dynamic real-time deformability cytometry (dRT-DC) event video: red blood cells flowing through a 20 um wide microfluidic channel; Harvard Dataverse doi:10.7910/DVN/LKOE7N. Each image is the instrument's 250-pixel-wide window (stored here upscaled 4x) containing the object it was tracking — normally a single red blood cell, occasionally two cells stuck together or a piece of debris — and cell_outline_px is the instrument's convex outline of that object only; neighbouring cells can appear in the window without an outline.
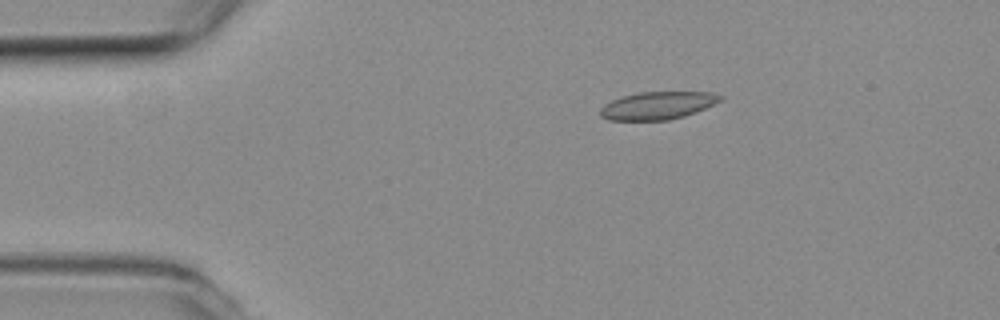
{"species": "common noctule bat (a hibernating species)", "species_latin": "Nyctalus noctula", "temperature_condition": "room temperature", "stored_images_in_passage": 36, "camera_frame_rate_fps": 3000, "um_per_image_px": 0.085, "animal": {"sex": "female", "body_mass_g": 19.3, "forearm_length_mm": 54.1}, "frame": {"image": 1, "passage_image": 1, "time_ms": 0.0, "image_size_px": [1000, 320], "cell_outline_px": [[724, 100], [684, 116], [668, 120], [608, 120], [600, 116], [600, 108], [604, 104], [612, 100], [624, 96], [640, 92], [712, 92], [724, 96]], "centroid_in_image_um": [55.91, 8.96], "position_along_channel_um": 29.1, "area_um2": 19.36}}
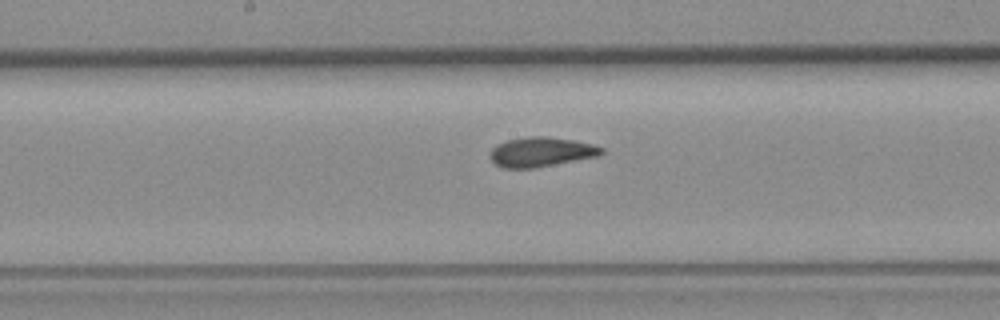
{"frame": {"image": 2, "passage_image": 19, "time_ms": 6.0, "image_size_px": [1000, 320], "cell_outline_px": [[604, 152], [600, 156], [532, 168], [504, 168], [496, 164], [488, 156], [492, 148], [496, 144], [508, 140], [528, 136], [548, 136], [572, 140], [592, 144], [604, 148]], "centroid_in_image_um": [45.99, 12.91], "position_along_channel_um": 202.2, "area_um2": 19.25}}
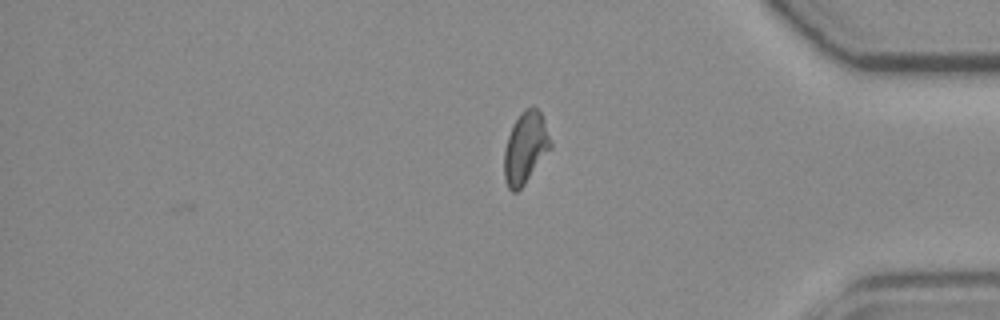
{"frame": {"image": 3, "passage_image": 36, "time_ms": 11.667, "image_size_px": [1000, 320], "cell_outline_px": [[552, 144], [524, 184], [516, 192], [512, 192], [508, 188], [504, 176], [504, 148], [508, 136], [516, 120], [524, 108], [536, 108], [540, 112], [544, 120]], "centroid_in_image_um": [44.63, 12.56], "position_along_channel_um": 390.6, "area_um2": 18.73}, "authors_computed_cell_mechanics": {"area_um2": 19.2185, "velocity_mm_per_s": 3.7848, "shape_relaxation_time_tau1_ms": null, "shape_relaxation_time_tau2_ms": 1.7249, "deformation_change_tau1": null, "deformation_change_tau2": 0.0715}}